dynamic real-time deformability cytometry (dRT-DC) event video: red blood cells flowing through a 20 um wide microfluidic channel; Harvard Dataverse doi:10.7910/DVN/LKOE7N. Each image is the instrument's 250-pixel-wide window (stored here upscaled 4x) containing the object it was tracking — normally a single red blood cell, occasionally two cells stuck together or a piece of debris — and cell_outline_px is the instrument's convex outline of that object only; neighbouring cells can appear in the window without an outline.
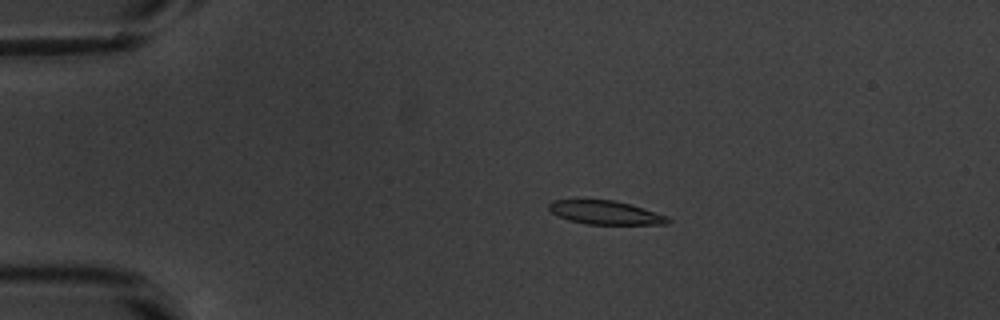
{"species": "common noctule bat (a hibernating species)", "species_latin": "Nyctalus noctula", "temperature_condition": "warm", "stored_images_in_passage": 54, "camera_frame_rate_fps": 3000, "um_per_image_px": 0.085, "animal": {"sex": "male", "body_mass_g": 20.1, "forearm_length_mm": 53.5}, "frame": {"image": 1, "passage_image": 12, "time_ms": 3.667, "image_size_px": [1000, 320], "cell_outline_px": [[672, 220], [668, 224], [588, 224], [568, 220], [552, 212], [548, 208], [548, 204], [552, 200], [612, 200], [628, 204], [668, 216]], "centroid_in_image_um": [51.46, 18.07], "position_along_channel_um": 33.5, "area_um2": 16.13}}
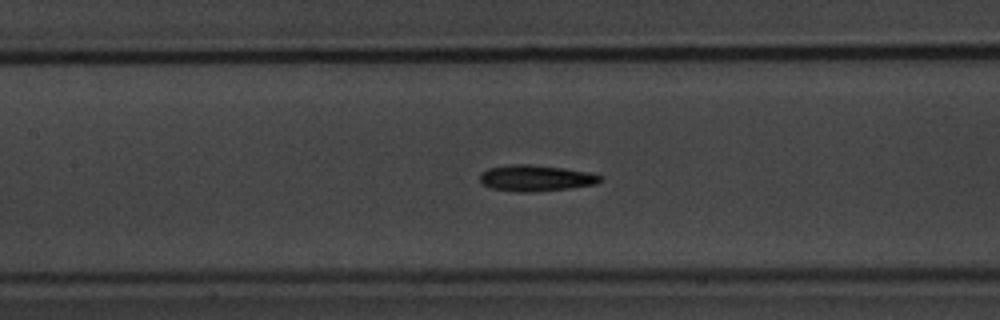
{"frame": {"image": 2, "passage_image": 26, "time_ms": 8.333, "image_size_px": [1000, 320], "cell_outline_px": [[604, 180], [596, 184], [568, 188], [536, 192], [516, 192], [492, 188], [484, 184], [480, 180], [480, 172], [488, 168], [512, 164], [532, 164], [564, 168], [592, 172], [604, 176]], "centroid_in_image_um": [45.6, 15.13], "position_along_channel_um": 161.8, "area_um2": 18.61}}
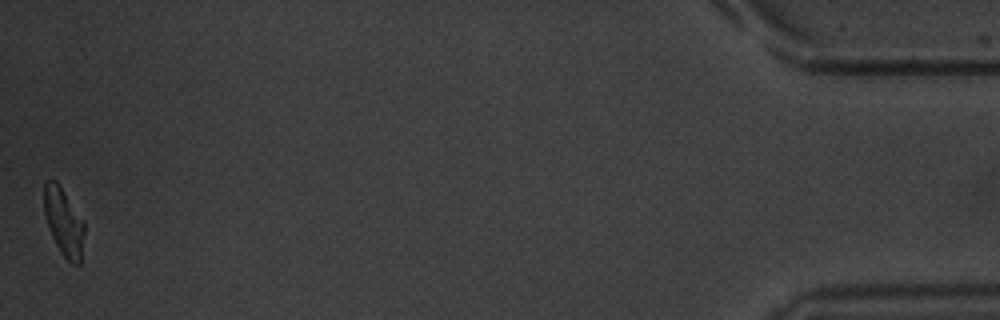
{"frame": {"image": 3, "passage_image": 54, "time_ms": 17.667, "image_size_px": [1000, 320], "cell_outline_px": [[84, 232], [80, 264], [72, 264], [60, 252], [52, 236], [44, 212], [44, 184], [48, 180], [56, 180], [84, 220]], "centroid_in_image_um": [5.42, 18.86], "position_along_channel_um": 429.8, "area_um2": 15.72}, "authors_computed_cell_mechanics": {"area_um2": 17.3111, "velocity_mm_per_s": 3.8211, "shape_relaxation_time_tau1_ms": 5.2379, "shape_relaxation_time_tau2_ms": 2.8839, "deformation_change_tau1": 0.1933, "deformation_change_tau2": 0.1154}}